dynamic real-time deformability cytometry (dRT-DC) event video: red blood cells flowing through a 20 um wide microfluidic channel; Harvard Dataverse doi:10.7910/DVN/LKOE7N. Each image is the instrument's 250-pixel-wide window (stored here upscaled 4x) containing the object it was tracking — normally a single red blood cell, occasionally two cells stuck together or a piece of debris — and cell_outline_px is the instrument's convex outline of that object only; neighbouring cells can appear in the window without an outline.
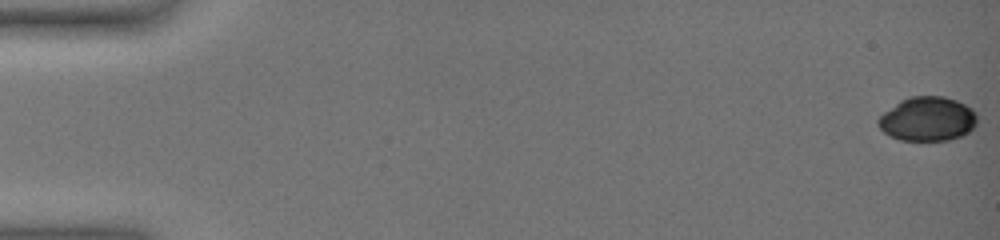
{"species": "common noctule bat (a hibernating species)", "species_latin": "Nyctalus noctula", "temperature_condition": "warm", "stored_images_in_passage": 56, "camera_frame_rate_fps": 3000, "um_per_image_px": 0.085, "animal": {"sex": "female", "body_mass_g": 19.0, "forearm_length_mm": 51.5}, "frame": {"image": 1, "passage_image": 1, "time_ms": 0.0, "image_size_px": [1000, 240], "cell_outline_px": [[976, 124], [968, 132], [960, 136], [948, 140], [900, 140], [884, 132], [876, 124], [876, 120], [884, 112], [900, 100], [912, 96], [944, 96], [956, 100], [972, 108], [976, 112]], "centroid_in_image_um": [78.83, 10.1], "position_along_channel_um": 6.2, "area_um2": 25.43}}
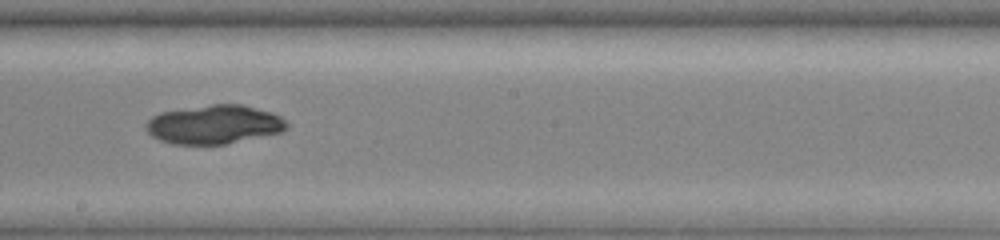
{"frame": {"image": 2, "passage_image": 35, "time_ms": 11.333, "image_size_px": [1000, 240], "cell_outline_px": [[288, 128], [280, 132], [224, 144], [172, 144], [160, 140], [152, 136], [144, 128], [148, 120], [152, 116], [164, 112], [212, 104], [244, 104], [280, 116], [288, 124]], "centroid_in_image_um": [18.19, 10.58], "position_along_channel_um": 230.0, "area_um2": 31.44}}
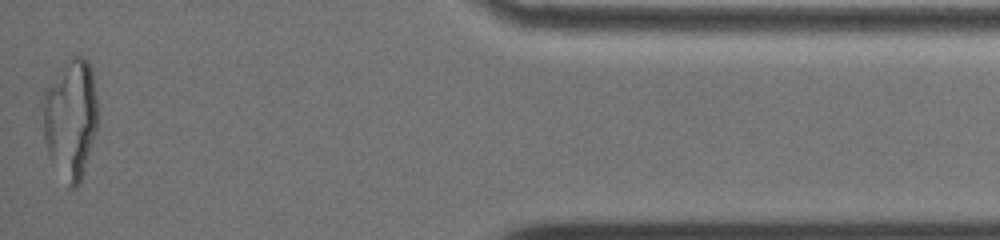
{"frame": {"image": 3, "passage_image": 56, "time_ms": 18.333, "image_size_px": [1000, 240], "cell_outline_px": [[96, 128], [80, 184], [76, 188], [72, 188], [68, 184], [48, 156], [44, 140], [40, 104], [40, 100], [48, 84], [68, 56], [80, 56], [88, 60], [92, 72], [96, 96]], "centroid_in_image_um": [5.94, 10.03], "position_along_channel_um": 429.3, "area_um2": 38.61}}